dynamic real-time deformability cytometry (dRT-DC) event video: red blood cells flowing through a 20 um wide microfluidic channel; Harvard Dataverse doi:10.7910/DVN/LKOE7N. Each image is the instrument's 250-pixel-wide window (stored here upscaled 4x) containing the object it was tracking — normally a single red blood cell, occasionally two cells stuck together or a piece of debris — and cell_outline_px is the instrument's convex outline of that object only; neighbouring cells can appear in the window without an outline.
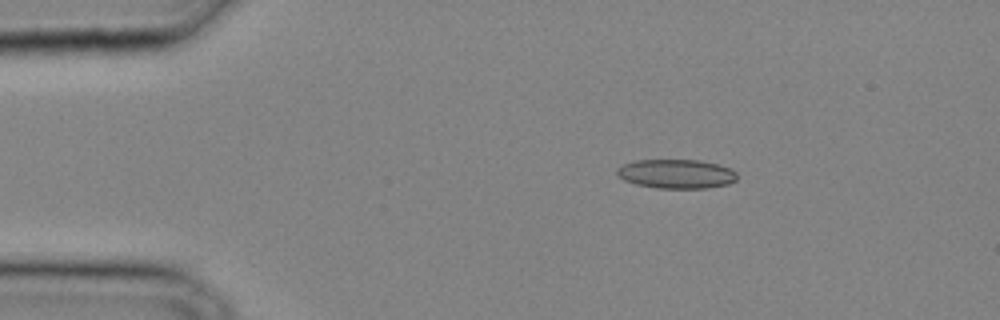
{"species": "common noctule bat (a hibernating species)", "species_latin": "Nyctalus noctula", "temperature_condition": "cold", "stored_images_in_passage": 32, "camera_frame_rate_fps": 3000, "um_per_image_px": 0.085, "animal": {"sex": "male", "body_mass_g": 20.4}, "frame": {"image": 1, "passage_image": 6, "time_ms": 1.667, "image_size_px": [1000, 320], "cell_outline_px": [[736, 180], [728, 184], [708, 188], [656, 188], [636, 184], [624, 180], [616, 172], [616, 168], [624, 164], [636, 160], [700, 160], [716, 164], [728, 168], [736, 172]], "centroid_in_image_um": [57.47, 14.78], "position_along_channel_um": 27.5, "area_um2": 20.29}}
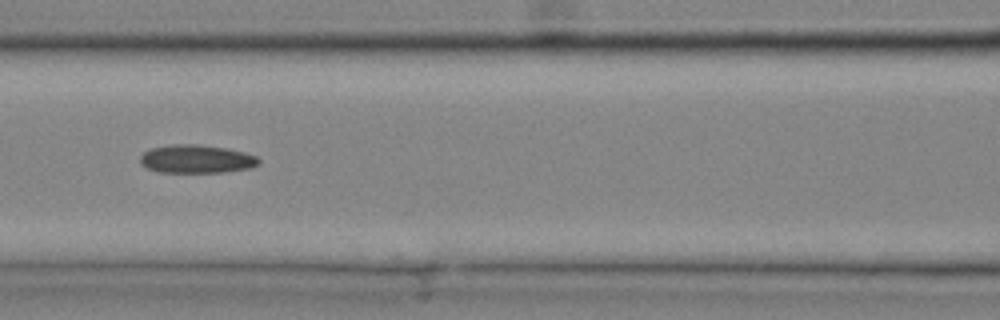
{"frame": {"image": 2, "passage_image": 15, "time_ms": 4.667, "image_size_px": [1000, 320], "cell_outline_px": [[260, 164], [252, 168], [224, 172], [156, 172], [140, 164], [140, 156], [144, 152], [152, 148], [172, 144], [200, 144], [228, 148], [244, 152], [256, 156], [260, 160]], "centroid_in_image_um": [16.72, 13.51], "position_along_channel_um": 149.9, "area_um2": 19.77}}
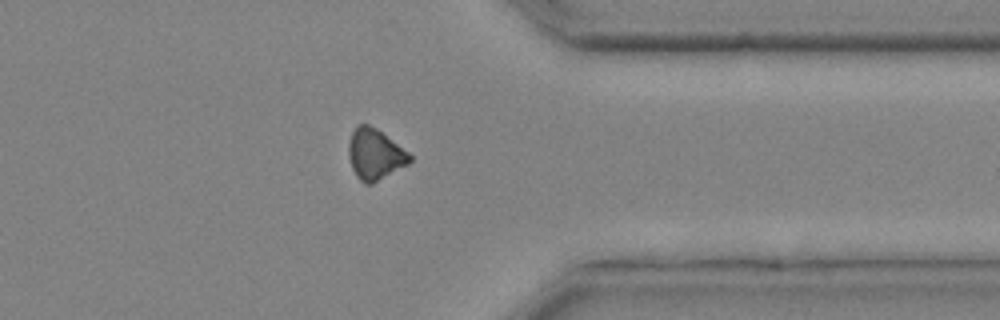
{"frame": {"image": 3, "passage_image": 27, "time_ms": 8.667, "image_size_px": [1000, 320], "cell_outline_px": [[412, 160], [408, 164], [372, 184], [364, 184], [356, 176], [352, 168], [348, 156], [348, 144], [352, 132], [360, 124], [368, 124], [376, 128], [408, 152], [412, 156]], "centroid_in_image_um": [31.86, 13.13], "position_along_channel_um": 379.5, "area_um2": 17.98}}